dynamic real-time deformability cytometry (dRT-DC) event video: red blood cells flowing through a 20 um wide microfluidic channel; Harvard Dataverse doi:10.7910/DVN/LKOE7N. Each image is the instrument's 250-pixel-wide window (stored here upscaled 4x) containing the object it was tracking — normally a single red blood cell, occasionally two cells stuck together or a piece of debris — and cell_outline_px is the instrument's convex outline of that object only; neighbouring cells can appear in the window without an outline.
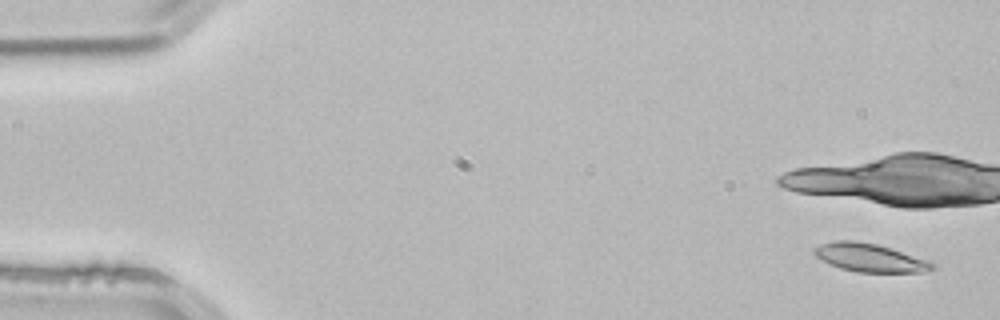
{"species": "common noctule bat (a hibernating species)", "species_latin": "Nyctalus noctula", "temperature_condition": "room temperature", "stored_images_in_passage": 4, "camera_frame_rate_fps": 3000, "um_per_image_px": 0.085, "animal": {"sex": "male", "body_mass_g": 21.5, "forearm_length_mm": 52.0}, "frame": {"image": 1, "passage_image": 1, "time_ms": 0.0, "image_size_px": [1000, 320], "cell_outline_px": [[936, 268], [924, 272], [856, 272], [840, 268], [828, 264], [816, 256], [812, 252], [820, 244], [836, 240], [856, 240], [876, 244], [936, 264]], "centroid_in_image_um": [73.87, 21.91], "position_along_channel_um": 11.1, "area_um2": 19.13}}